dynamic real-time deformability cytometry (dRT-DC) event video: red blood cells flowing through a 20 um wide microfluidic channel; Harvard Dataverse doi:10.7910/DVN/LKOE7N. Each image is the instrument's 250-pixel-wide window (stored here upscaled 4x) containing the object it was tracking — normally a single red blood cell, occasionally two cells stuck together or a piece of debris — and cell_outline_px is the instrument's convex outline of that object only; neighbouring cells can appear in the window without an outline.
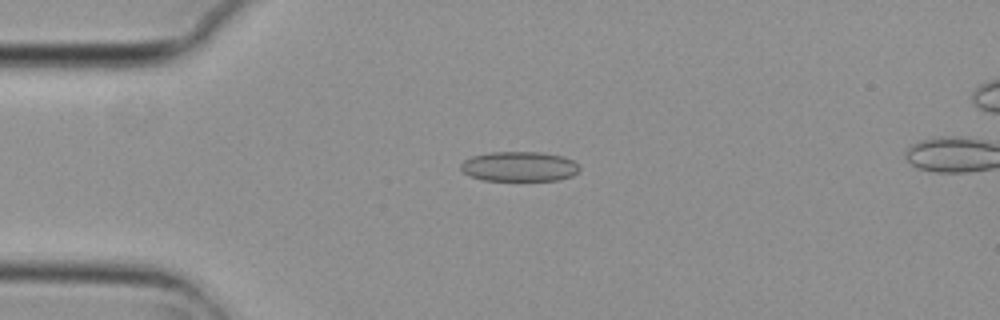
{"species": "common noctule bat (a hibernating species)", "species_latin": "Nyctalus noctula", "temperature_condition": "cold", "stored_images_in_passage": 5, "camera_frame_rate_fps": 3000, "um_per_image_px": 0.085, "animal": {"sex": "female", "body_mass_g": 29.2, "forearm_length_mm": 56.3}, "frame": {"image": 1, "passage_image": 4, "time_ms": 1.0, "image_size_px": [1000, 320], "cell_outline_px": [[580, 168], [572, 176], [560, 180], [484, 180], [472, 176], [464, 172], [460, 168], [460, 164], [464, 160], [472, 156], [488, 152], [544, 152], [564, 156], [572, 160]], "centroid_in_image_um": [44.14, 14.14], "position_along_channel_um": 40.9, "area_um2": 20.63}}